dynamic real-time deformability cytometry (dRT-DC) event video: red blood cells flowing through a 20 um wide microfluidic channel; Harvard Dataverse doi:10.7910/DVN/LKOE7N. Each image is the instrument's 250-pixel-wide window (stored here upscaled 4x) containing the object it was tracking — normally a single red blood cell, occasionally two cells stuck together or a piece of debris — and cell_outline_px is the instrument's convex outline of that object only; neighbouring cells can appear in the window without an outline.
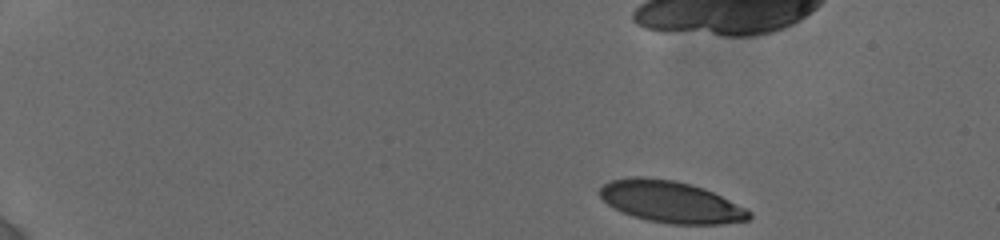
{"species": "human", "species_latin": "Homo sapiens", "temperature_condition": "cold", "stored_images_in_passage": 11, "camera_frame_rate_fps": 3000, "um_per_image_px": 0.085, "donor": {"sex": "female"}, "frame": {"image": 1, "passage_image": 1, "time_ms": 0.0, "image_size_px": [1000, 240], "cell_outline_px": [[752, 216], [748, 220], [720, 224], [668, 224], [648, 220], [632, 216], [612, 208], [596, 192], [604, 184], [612, 180], [628, 176], [644, 176], [676, 180], [692, 184], [704, 188], [752, 212]], "centroid_in_image_um": [56.96, 17.14], "position_along_channel_um": 28.0, "area_um2": 36.41}}
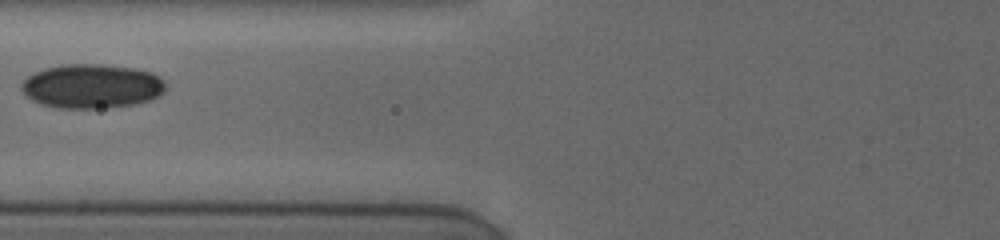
{"frame": {"image": 2, "passage_image": 7, "time_ms": 6.667, "image_size_px": [1000, 240], "cell_outline_px": [[164, 92], [160, 96], [136, 104], [92, 108], [60, 108], [44, 104], [32, 100], [20, 88], [20, 84], [32, 72], [44, 68], [60, 64], [100, 64], [136, 68], [152, 72], [164, 80]], "centroid_in_image_um": [7.79, 7.3], "position_along_channel_um": 118.0, "area_um2": 37.17}}
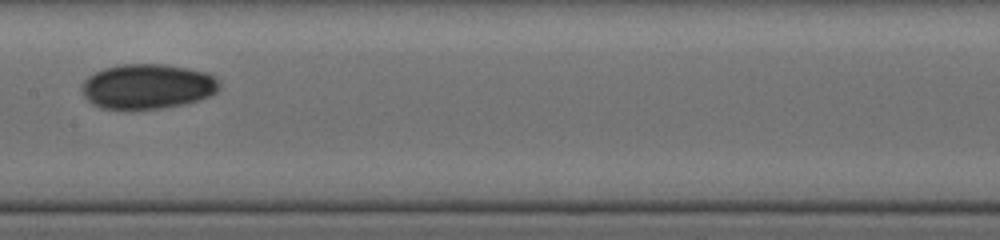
{"frame": {"image": 3, "passage_image": 10, "time_ms": 8.667, "image_size_px": [1000, 240], "cell_outline_px": [[220, 88], [216, 92], [208, 96], [184, 104], [164, 108], [132, 112], [128, 112], [100, 108], [92, 104], [84, 96], [80, 88], [84, 80], [88, 76], [104, 68], [120, 64], [164, 64], [188, 68], [204, 72], [212, 76], [220, 84]], "centroid_in_image_um": [12.46, 7.39], "position_along_channel_um": 194.9, "area_um2": 36.76}}